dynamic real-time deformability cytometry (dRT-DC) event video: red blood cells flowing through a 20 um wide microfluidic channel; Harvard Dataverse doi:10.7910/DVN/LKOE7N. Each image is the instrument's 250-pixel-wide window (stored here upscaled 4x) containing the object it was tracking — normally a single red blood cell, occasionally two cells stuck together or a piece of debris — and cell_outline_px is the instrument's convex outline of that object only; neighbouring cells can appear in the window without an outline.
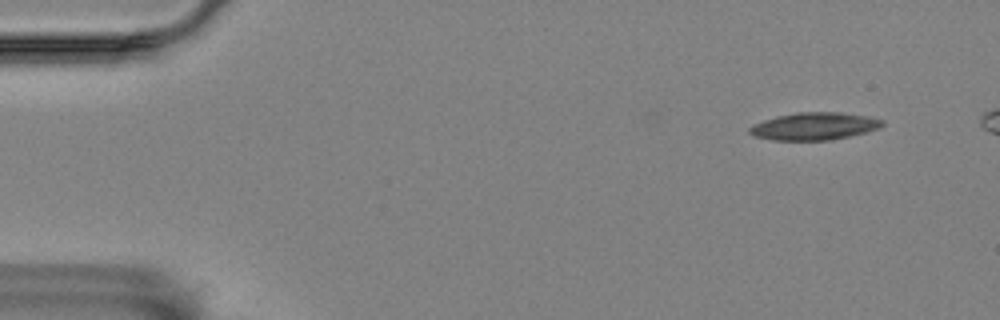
{"species": "Egyptian fruit bat (a non-hibernating species)", "species_latin": "Rousettus aegyptiacus", "temperature_condition": "room temperature", "stored_images_in_passage": 6, "segment_of_instrument_passage": [2, 2], "camera_frame_rate_fps": 3000, "um_per_image_px": 0.085, "animal": {"sex": "female"}, "frame": {"image": 1, "passage_image": 6, "time_ms": 1.667, "image_size_px": [1000, 320], "cell_outline_px": [[884, 124], [880, 128], [868, 132], [832, 140], [772, 140], [756, 136], [748, 132], [748, 128], [752, 124], [776, 116], [796, 112], [840, 112], [864, 116], [884, 120]], "centroid_in_image_um": [69.21, 10.73], "position_along_channel_um": 15.8, "area_um2": 21.33}}